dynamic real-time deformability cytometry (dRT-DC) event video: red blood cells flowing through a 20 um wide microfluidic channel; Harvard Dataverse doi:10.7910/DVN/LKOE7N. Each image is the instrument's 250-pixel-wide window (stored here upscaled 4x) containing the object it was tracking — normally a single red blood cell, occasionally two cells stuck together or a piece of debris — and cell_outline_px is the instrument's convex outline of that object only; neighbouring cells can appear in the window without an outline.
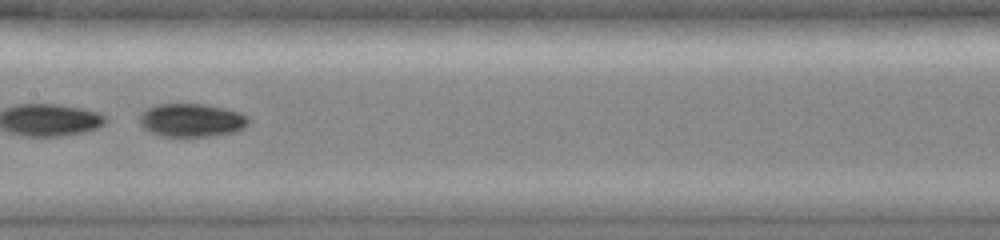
{"species": "common noctule bat (a hibernating species)", "species_latin": "Nyctalus noctula", "temperature_condition": "cold", "stored_images_in_passage": 39, "camera_frame_rate_fps": 3000, "um_per_image_px": 0.085, "animal": {"sex": "female", "body_mass_g": 19.0, "forearm_length_mm": 51.5}, "frame": {"image": 1, "passage_image": 20, "time_ms": 6.333, "image_size_px": [1000, 240], "cell_outline_px": [[248, 124], [244, 128], [236, 132], [212, 136], [160, 136], [144, 128], [140, 124], [140, 112], [156, 104], [204, 104], [224, 108], [240, 112], [248, 116]], "centroid_in_image_um": [16.3, 10.21], "position_along_channel_um": 191.1, "area_um2": 21.21}}
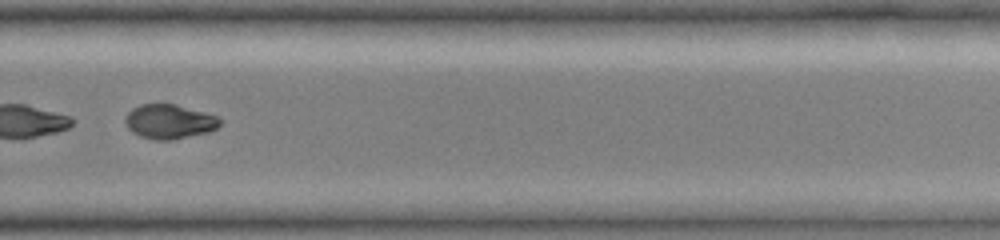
{"frame": {"image": 2, "passage_image": 28, "time_ms": 9.0, "image_size_px": [1000, 240], "cell_outline_px": [[220, 124], [216, 128], [208, 132], [172, 140], [156, 140], [140, 136], [132, 132], [128, 128], [124, 120], [124, 116], [132, 108], [140, 104], [176, 104], [216, 116], [220, 120]], "centroid_in_image_um": [14.34, 10.33], "position_along_channel_um": 315.5, "area_um2": 18.9}}